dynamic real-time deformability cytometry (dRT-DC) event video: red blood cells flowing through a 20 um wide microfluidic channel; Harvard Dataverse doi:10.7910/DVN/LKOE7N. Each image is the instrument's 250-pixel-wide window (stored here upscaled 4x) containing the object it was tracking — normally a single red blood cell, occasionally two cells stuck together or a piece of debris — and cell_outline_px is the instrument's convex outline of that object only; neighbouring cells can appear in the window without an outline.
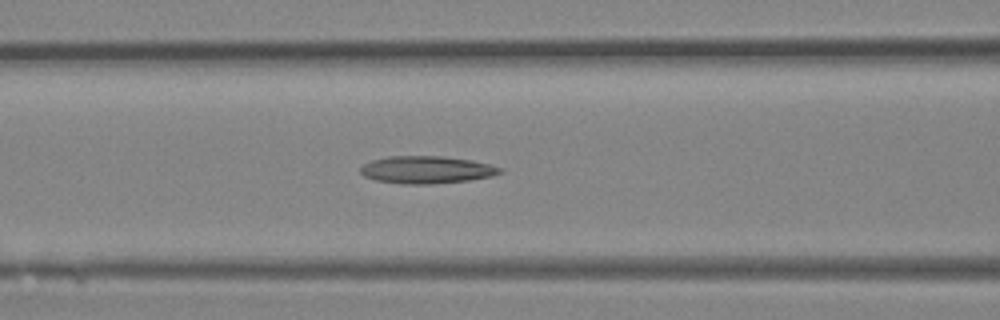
{"species": "Egyptian fruit bat (a non-hibernating species)", "species_latin": "Rousettus aegyptiacus", "temperature_condition": "room temperature", "stored_images_in_passage": 27, "camera_frame_rate_fps": 3000, "um_per_image_px": 0.085, "animal": {"sex": "female"}, "frame": {"image": 1, "passage_image": 4, "time_ms": 1.0, "image_size_px": [1000, 320], "cell_outline_px": [[504, 172], [492, 176], [468, 180], [432, 184], [404, 184], [376, 180], [364, 176], [360, 172], [360, 168], [364, 164], [372, 160], [388, 156], [444, 156], [472, 160], [504, 168]], "centroid_in_image_um": [36.28, 14.42], "position_along_channel_um": 130.3, "area_um2": 22.37}}
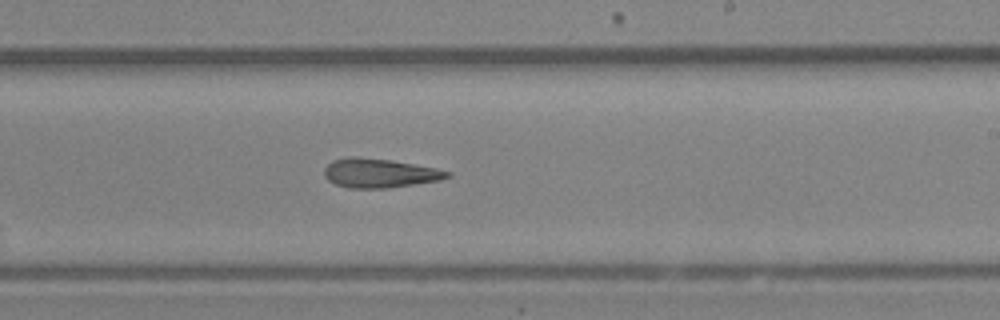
{"frame": {"image": 2, "passage_image": 11, "time_ms": 3.333, "image_size_px": [1000, 320], "cell_outline_px": [[452, 176], [440, 180], [388, 188], [348, 188], [336, 184], [328, 180], [324, 176], [324, 168], [332, 160], [348, 156], [356, 156], [392, 160], [436, 168], [452, 172]], "centroid_in_image_um": [32.25, 14.7], "position_along_channel_um": 256.7, "area_um2": 21.04}}
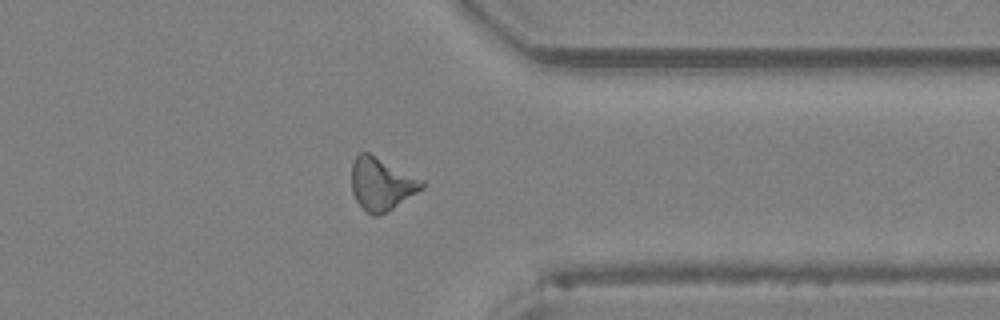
{"frame": {"image": 3, "passage_image": 18, "time_ms": 5.667, "image_size_px": [1000, 320], "cell_outline_px": [[424, 188], [380, 216], [372, 216], [356, 200], [352, 192], [352, 164], [356, 156], [360, 152], [368, 152], [424, 180]], "centroid_in_image_um": [32.43, 15.63], "position_along_channel_um": 379.0, "area_um2": 21.39}}